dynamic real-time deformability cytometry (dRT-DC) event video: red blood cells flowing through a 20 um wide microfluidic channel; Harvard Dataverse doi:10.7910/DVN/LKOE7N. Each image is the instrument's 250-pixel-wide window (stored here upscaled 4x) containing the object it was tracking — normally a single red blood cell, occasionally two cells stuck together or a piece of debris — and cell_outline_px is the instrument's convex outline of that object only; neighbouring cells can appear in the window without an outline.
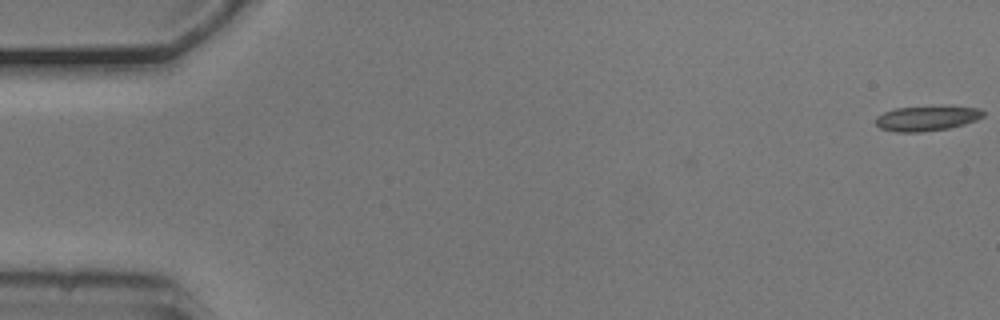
{"species": "common noctule bat (a hibernating species)", "species_latin": "Nyctalus noctula", "temperature_condition": "cold", "stored_images_in_passage": 44, "camera_frame_rate_fps": 3000, "um_per_image_px": 0.085, "animal": {"sex": "male", "body_mass_g": 20.5, "forearm_length_mm": 52.5}, "frame": {"image": 1, "passage_image": 1, "time_ms": 0.0, "image_size_px": [1000, 320], "cell_outline_px": [[984, 116], [976, 120], [964, 124], [948, 128], [920, 132], [896, 132], [880, 128], [876, 124], [876, 116], [884, 112], [896, 108], [940, 104], [980, 108], [984, 112]], "centroid_in_image_um": [78.81, 10.02], "position_along_channel_um": 6.2, "area_um2": 16.18}}
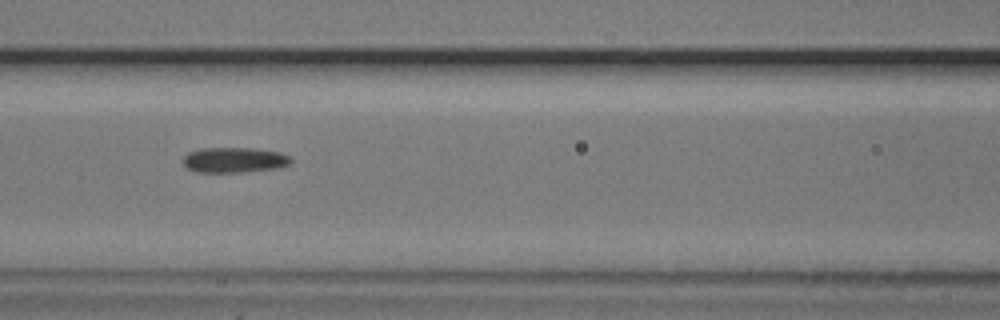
{"frame": {"image": 2, "passage_image": 24, "time_ms": 7.667, "image_size_px": [1000, 320], "cell_outline_px": [[292, 164], [280, 168], [244, 172], [196, 172], [188, 168], [184, 164], [184, 156], [188, 152], [200, 148], [256, 148], [280, 152], [292, 156]], "centroid_in_image_um": [19.99, 13.59], "position_along_channel_um": 146.6, "area_um2": 16.18}}
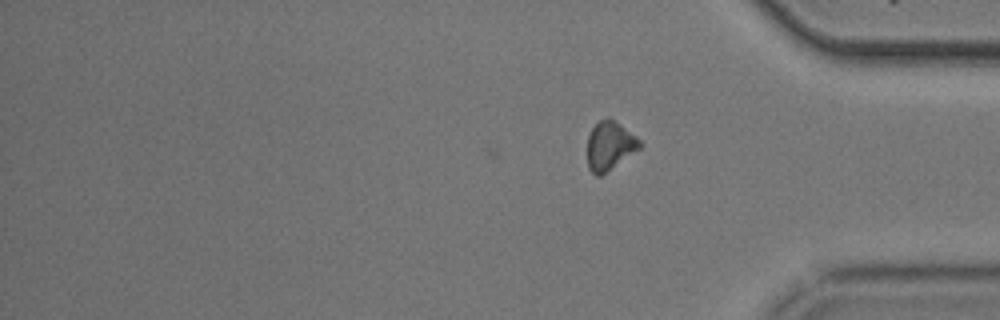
{"frame": {"image": 3, "passage_image": 44, "time_ms": 14.333, "image_size_px": [1000, 320], "cell_outline_px": [[644, 144], [640, 148], [600, 176], [596, 176], [588, 168], [588, 136], [592, 128], [600, 120], [612, 120], [636, 136]], "centroid_in_image_um": [51.83, 12.42], "position_along_channel_um": 383.4, "area_um2": 14.39}, "authors_computed_cell_mechanics": {"area_um2": 15.8661, "velocity_mm_per_s": 3.7143, "shape_relaxation_time_tau1_ms": null, "shape_relaxation_time_tau2_ms": 6.1516, "deformation_change_tau1": null, "deformation_change_tau2": 0.1322}}